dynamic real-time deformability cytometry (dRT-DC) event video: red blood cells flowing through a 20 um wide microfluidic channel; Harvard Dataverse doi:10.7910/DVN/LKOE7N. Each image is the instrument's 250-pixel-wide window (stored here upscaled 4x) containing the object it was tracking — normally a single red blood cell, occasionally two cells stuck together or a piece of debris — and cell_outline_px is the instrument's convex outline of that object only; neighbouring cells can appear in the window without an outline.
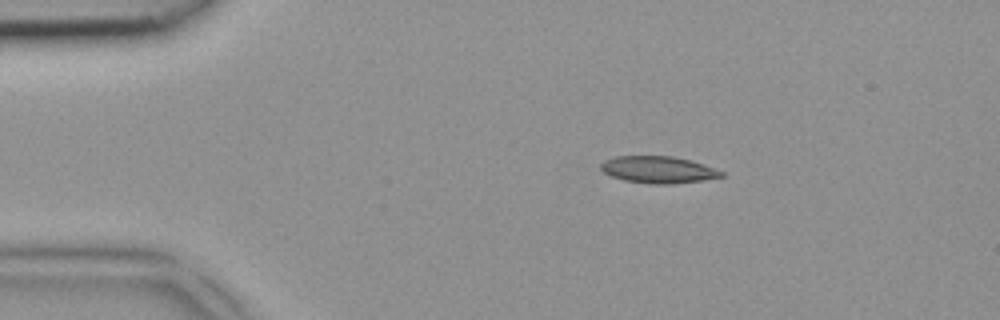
{"species": "common noctule bat (a hibernating species)", "species_latin": "Nyctalus noctula", "temperature_condition": "room temperature", "stored_images_in_passage": 3, "camera_frame_rate_fps": 3000, "um_per_image_px": 0.085, "animal": {"sex": "female", "body_mass_g": 18.4}, "frame": {"image": 1, "passage_image": 1, "time_ms": 0.0, "image_size_px": [1000, 320], "cell_outline_px": [[724, 176], [700, 180], [672, 184], [652, 184], [624, 180], [612, 176], [604, 172], [600, 168], [600, 164], [604, 160], [616, 156], [672, 156], [704, 164], [724, 172]], "centroid_in_image_um": [55.93, 14.42], "position_along_channel_um": 29.1, "area_um2": 18.73}}
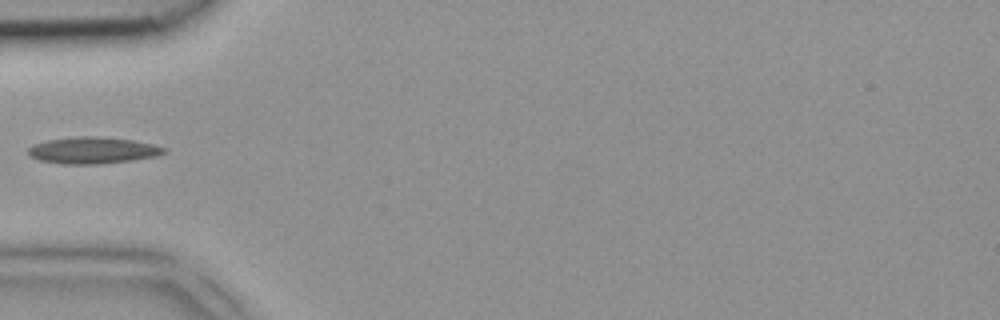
{"frame": {"image": 2, "passage_image": 3, "time_ms": 0.667, "image_size_px": [1000, 320], "cell_outline_px": [[168, 152], [156, 156], [132, 160], [100, 164], [64, 164], [40, 160], [32, 156], [28, 152], [28, 148], [32, 144], [48, 140], [80, 136], [96, 136], [132, 140], [152, 144], [168, 148]], "centroid_in_image_um": [7.92, 12.78], "position_along_channel_um": 77.1, "area_um2": 20.98}}